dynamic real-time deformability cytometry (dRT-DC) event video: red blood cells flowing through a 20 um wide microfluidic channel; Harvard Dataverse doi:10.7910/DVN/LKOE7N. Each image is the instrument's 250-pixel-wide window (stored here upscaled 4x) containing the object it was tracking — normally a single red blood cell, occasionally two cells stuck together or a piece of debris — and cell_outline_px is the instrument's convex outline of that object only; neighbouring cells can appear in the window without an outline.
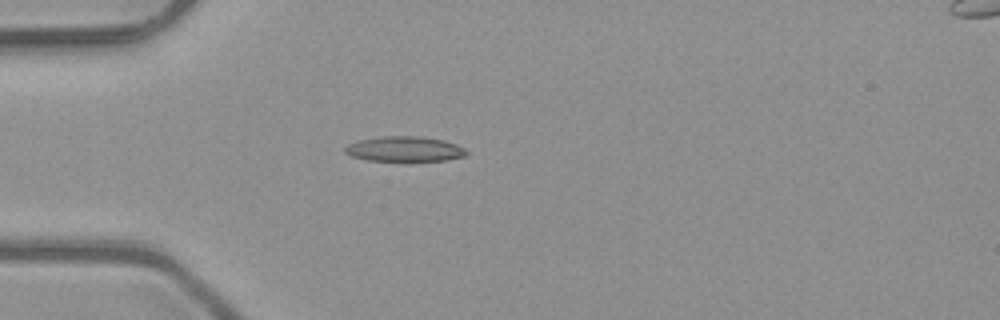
{"species": "common noctule bat (a hibernating species)", "species_latin": "Nyctalus noctula", "temperature_condition": "room temperature", "stored_images_in_passage": 4, "camera_frame_rate_fps": 3000, "um_per_image_px": 0.085, "animal": {"sex": "male", "body_mass_g": 23.1, "forearm_length_mm": 52.7}, "frame": {"image": 1, "passage_image": 4, "time_ms": 1.0, "image_size_px": [1000, 320], "cell_outline_px": [[468, 156], [448, 160], [408, 164], [404, 164], [368, 160], [348, 156], [344, 152], [344, 148], [348, 144], [360, 140], [384, 136], [420, 136], [444, 140], [456, 144], [464, 148], [468, 152]], "centroid_in_image_um": [34.42, 12.73], "position_along_channel_um": 50.6, "area_um2": 18.96}}